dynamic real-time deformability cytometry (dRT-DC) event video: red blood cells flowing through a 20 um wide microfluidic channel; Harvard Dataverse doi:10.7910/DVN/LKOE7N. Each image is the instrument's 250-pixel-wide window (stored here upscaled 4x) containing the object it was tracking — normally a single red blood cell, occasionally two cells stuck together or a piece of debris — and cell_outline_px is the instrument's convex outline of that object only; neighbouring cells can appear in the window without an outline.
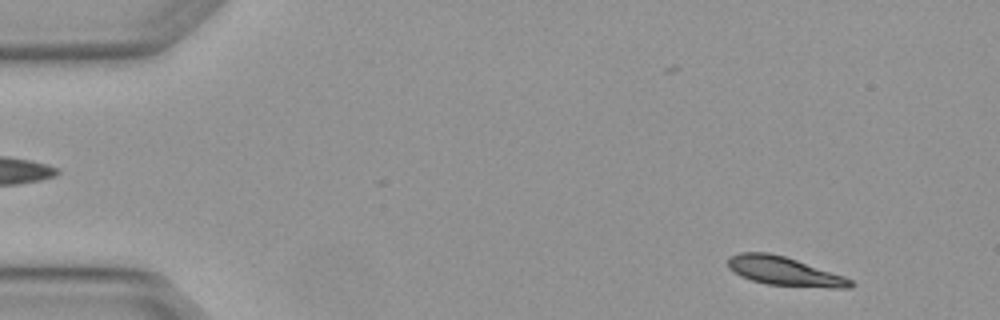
{"species": "Egyptian fruit bat (a non-hibernating species)", "species_latin": "Rousettus aegyptiacus", "temperature_condition": "warm", "stored_images_in_passage": 4, "camera_frame_rate_fps": 3000, "um_per_image_px": 0.085, "animal": {"sex": "female"}, "frame": {"image": 1, "passage_image": 4, "time_ms": 1.0, "image_size_px": [1000, 320], "cell_outline_px": [[856, 284], [852, 288], [832, 288], [768, 284], [752, 280], [740, 276], [728, 268], [728, 256], [740, 252], [768, 252], [784, 256], [844, 276], [852, 280]], "centroid_in_image_um": [66.66, 23.05], "position_along_channel_um": 18.3, "area_um2": 20.52}}